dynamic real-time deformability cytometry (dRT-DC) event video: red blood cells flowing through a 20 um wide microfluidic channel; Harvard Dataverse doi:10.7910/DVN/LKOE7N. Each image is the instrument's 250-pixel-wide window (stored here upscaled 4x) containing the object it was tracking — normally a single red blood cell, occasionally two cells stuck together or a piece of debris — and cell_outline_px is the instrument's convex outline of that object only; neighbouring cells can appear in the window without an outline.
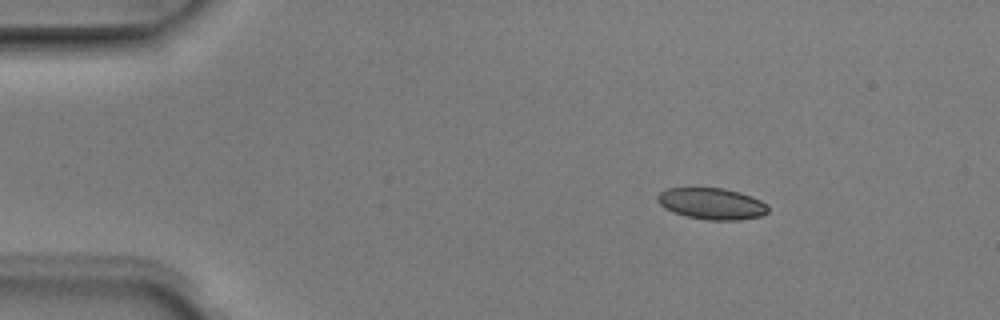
{"species": "Egyptian fruit bat (a non-hibernating species)", "species_latin": "Rousettus aegyptiacus", "temperature_condition": "room temperature", "stored_images_in_passage": 3, "camera_frame_rate_fps": 3000, "um_per_image_px": 0.085, "animal": {"sex": "male"}, "frame": {"image": 1, "passage_image": 1, "time_ms": 0.0, "image_size_px": [1000, 320], "cell_outline_px": [[768, 212], [760, 216], [740, 220], [708, 220], [684, 216], [672, 212], [664, 208], [656, 200], [656, 196], [660, 192], [668, 188], [724, 188], [740, 192], [752, 196], [768, 204]], "centroid_in_image_um": [60.49, 17.31], "position_along_channel_um": 24.5, "area_um2": 20.46}}
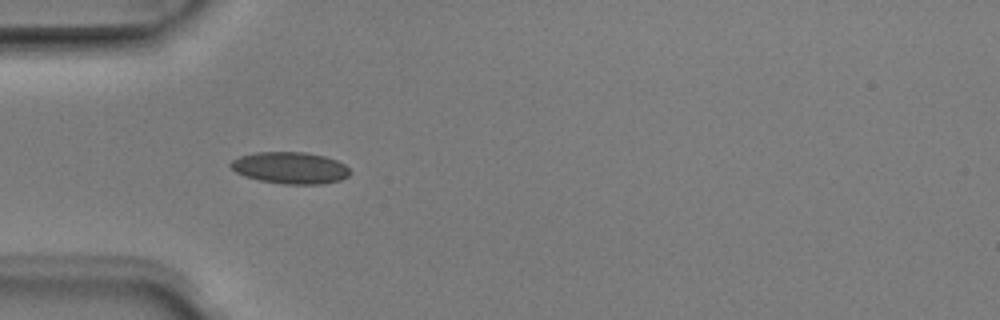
{"frame": {"image": 2, "passage_image": 3, "time_ms": 0.667, "image_size_px": [1000, 320], "cell_outline_px": [[352, 172], [348, 176], [340, 180], [324, 184], [284, 184], [260, 180], [244, 176], [236, 172], [228, 164], [232, 160], [240, 156], [256, 152], [308, 152], [324, 156], [336, 160], [344, 164]], "centroid_in_image_um": [24.68, 14.26], "position_along_channel_um": 60.3, "area_um2": 22.14}}